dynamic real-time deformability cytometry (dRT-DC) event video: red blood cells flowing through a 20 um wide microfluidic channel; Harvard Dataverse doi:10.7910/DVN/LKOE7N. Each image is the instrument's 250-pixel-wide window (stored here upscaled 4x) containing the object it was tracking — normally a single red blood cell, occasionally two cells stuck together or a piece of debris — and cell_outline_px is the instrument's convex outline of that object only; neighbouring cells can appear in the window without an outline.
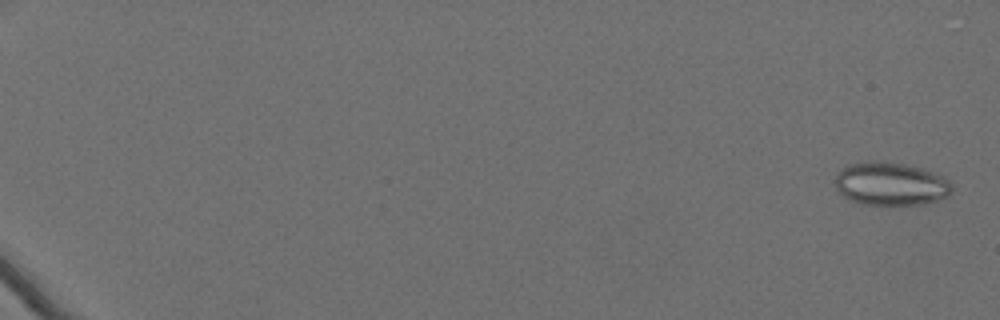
{"species": "Egyptian fruit bat (a non-hibernating species)", "species_latin": "Rousettus aegyptiacus", "temperature_condition": "cold", "stored_images_in_passage": 10, "camera_frame_rate_fps": 3000, "um_per_image_px": 0.085, "animal": {"sex": "female"}, "frame": {"image": 1, "passage_image": 2, "time_ms": 0.333, "image_size_px": [1000, 320], "cell_outline_px": [[952, 192], [948, 196], [924, 204], [864, 204], [852, 200], [844, 196], [836, 188], [836, 176], [848, 164], [872, 160], [884, 160], [924, 168], [944, 176], [952, 184]], "centroid_in_image_um": [75.75, 15.6], "position_along_channel_um": 9.2, "area_um2": 29.42}}